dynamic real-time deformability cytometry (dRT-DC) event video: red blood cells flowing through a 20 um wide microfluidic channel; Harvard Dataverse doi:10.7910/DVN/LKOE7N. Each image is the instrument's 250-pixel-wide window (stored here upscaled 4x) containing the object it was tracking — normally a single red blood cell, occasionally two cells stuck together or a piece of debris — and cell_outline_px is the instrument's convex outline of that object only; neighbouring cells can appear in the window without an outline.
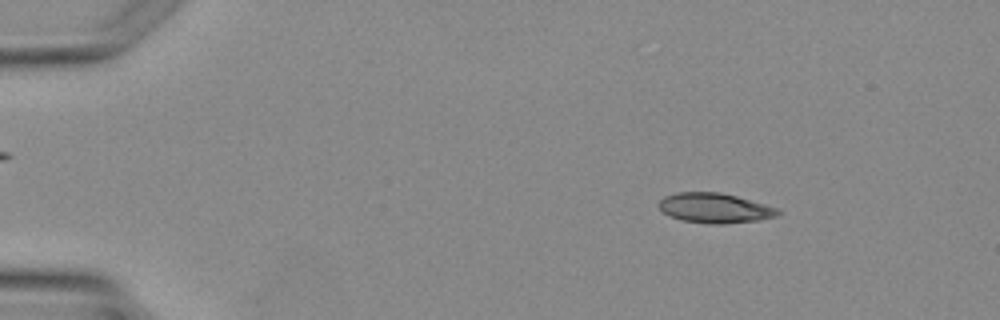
{"species": "Egyptian fruit bat (a non-hibernating species)", "species_latin": "Rousettus aegyptiacus", "temperature_condition": "warm", "stored_images_in_passage": 2, "camera_frame_rate_fps": 3000, "um_per_image_px": 0.085, "animal": {"sex": "female"}, "frame": {"image": 1, "passage_image": 1, "time_ms": 0.0, "image_size_px": [1000, 320], "cell_outline_px": [[780, 216], [760, 220], [724, 224], [712, 224], [680, 220], [664, 212], [656, 204], [664, 196], [676, 192], [720, 192], [736, 196], [764, 204], [776, 208], [780, 212]], "centroid_in_image_um": [60.75, 17.68], "position_along_channel_um": 24.3, "area_um2": 20.75}}